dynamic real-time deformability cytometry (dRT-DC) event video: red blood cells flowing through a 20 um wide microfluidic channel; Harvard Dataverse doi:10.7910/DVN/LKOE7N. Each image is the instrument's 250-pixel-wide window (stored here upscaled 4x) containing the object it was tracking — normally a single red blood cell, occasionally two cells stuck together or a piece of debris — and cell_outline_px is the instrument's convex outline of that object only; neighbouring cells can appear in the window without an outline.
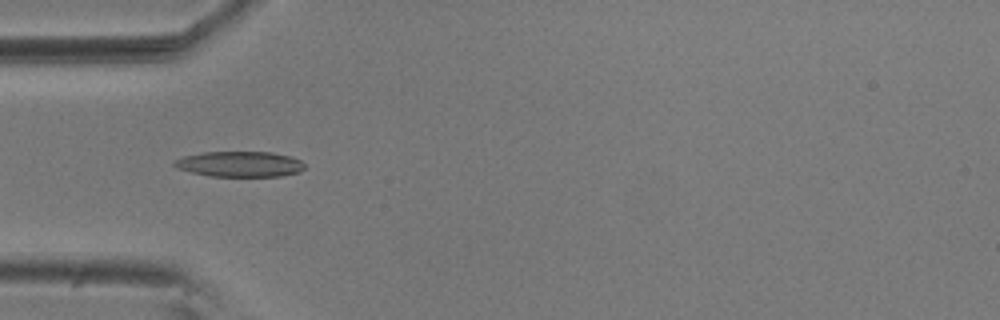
{"species": "common noctule bat (a hibernating species)", "species_latin": "Nyctalus noctula", "temperature_condition": "room temperature", "stored_images_in_passage": 39, "camera_frame_rate_fps": 3000, "um_per_image_px": 0.085, "animal": {"sex": "male", "body_mass_g": 20.5, "forearm_length_mm": 52.5}, "frame": {"image": 1, "passage_image": 1, "time_ms": 0.0, "image_size_px": [1000, 320], "cell_outline_px": [[304, 168], [300, 172], [280, 176], [208, 176], [176, 168], [172, 164], [172, 160], [184, 156], [204, 152], [272, 152], [288, 156], [300, 160], [304, 164]], "centroid_in_image_um": [20.34, 13.95], "position_along_channel_um": 64.7, "area_um2": 19.36}}
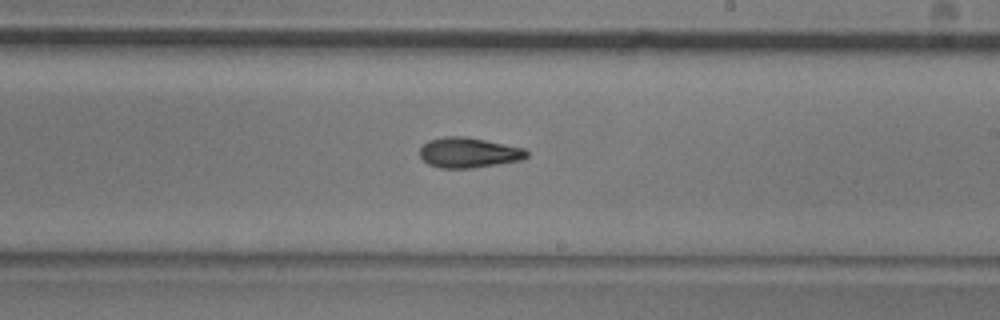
{"frame": {"image": 2, "passage_image": 16, "time_ms": 5.0, "image_size_px": [1000, 320], "cell_outline_px": [[528, 156], [524, 160], [500, 164], [472, 168], [440, 168], [428, 164], [420, 156], [420, 148], [428, 140], [444, 136], [464, 136], [524, 148], [528, 152]], "centroid_in_image_um": [39.85, 12.98], "position_along_channel_um": 249.2, "area_um2": 18.9}}
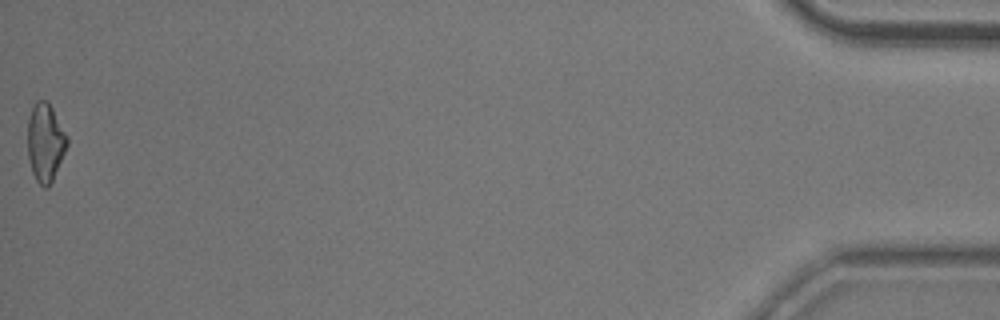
{"frame": {"image": 3, "passage_image": 39, "time_ms": 12.667, "image_size_px": [1000, 320], "cell_outline_px": [[68, 144], [52, 180], [48, 188], [44, 188], [36, 180], [32, 172], [28, 160], [28, 116], [36, 100], [48, 100], [68, 136]], "centroid_in_image_um": [3.84, 12.08], "position_along_channel_um": 431.4, "area_um2": 18.03}, "authors_computed_cell_mechanics": {"area_um2": 18.2648, "velocity_mm_per_s": 3.6822, "shape_relaxation_time_tau1_ms": 10.02, "shape_relaxation_time_tau2_ms": 4.4565, "deformation_change_tau1": 0.2117, "deformation_change_tau2": 0.122}}